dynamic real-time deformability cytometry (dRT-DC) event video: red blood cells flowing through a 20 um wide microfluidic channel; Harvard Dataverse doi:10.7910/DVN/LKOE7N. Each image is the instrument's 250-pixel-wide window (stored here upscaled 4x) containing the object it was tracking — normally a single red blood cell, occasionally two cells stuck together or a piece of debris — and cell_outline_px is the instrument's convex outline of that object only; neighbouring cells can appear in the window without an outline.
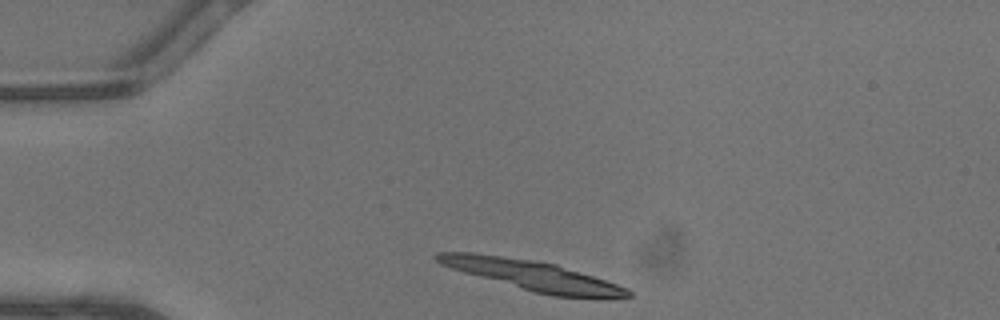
{"species": "common noctule bat (a hibernating species)", "species_latin": "Nyctalus noctula", "temperature_condition": "warm", "stored_images_in_passage": 28, "camera_frame_rate_fps": 3000, "um_per_image_px": 0.085, "animal": {"sex": "male", "body_mass_g": 13.3}, "frame": {"image": 1, "passage_image": 1, "time_ms": 0.0, "image_size_px": [1000, 320], "cell_outline_px": [[632, 296], [552, 296], [536, 292], [464, 272], [440, 264], [432, 256], [436, 252], [472, 252], [532, 260], [556, 264], [628, 288], [632, 292]], "centroid_in_image_um": [45.14, 23.36], "position_along_channel_um": 39.9, "area_um2": 32.02}}
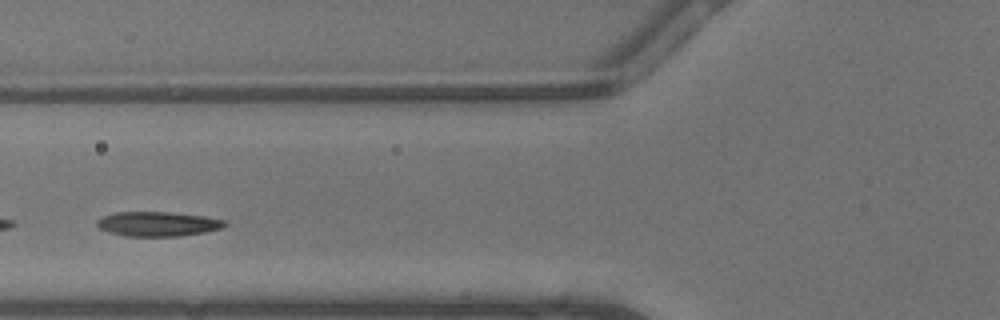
{"frame": {"image": 2, "passage_image": 9, "time_ms": 2.667, "image_size_px": [1000, 320], "cell_outline_px": [[228, 224], [224, 228], [204, 232], [180, 236], [124, 236], [108, 232], [100, 228], [96, 224], [96, 220], [100, 216], [116, 212], [168, 212], [204, 216], [224, 220]], "centroid_in_image_um": [13.39, 19.03], "position_along_channel_um": 112.4, "area_um2": 18.44}}